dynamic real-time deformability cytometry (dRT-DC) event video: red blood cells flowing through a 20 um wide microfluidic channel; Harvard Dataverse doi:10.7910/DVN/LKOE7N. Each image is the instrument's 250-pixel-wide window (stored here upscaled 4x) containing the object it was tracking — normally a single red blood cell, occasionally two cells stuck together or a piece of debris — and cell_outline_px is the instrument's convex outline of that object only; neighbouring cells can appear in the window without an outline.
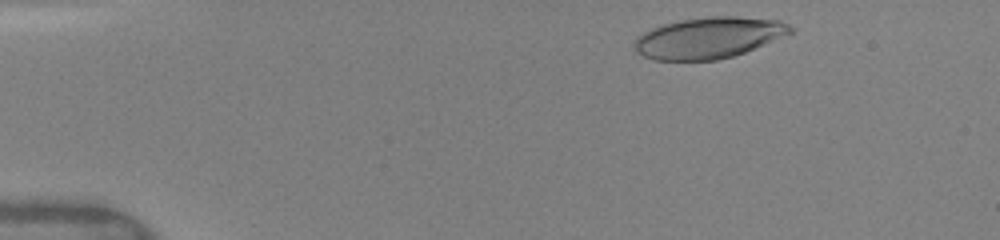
{"species": "human", "species_latin": "Homo sapiens", "temperature_condition": "warm", "stored_images_in_passage": 34, "camera_frame_rate_fps": 3000, "um_per_image_px": 0.085, "donor": {"sex": "female"}, "frame": {"image": 1, "passage_image": 3, "time_ms": 0.667, "image_size_px": [1000, 240], "cell_outline_px": [[792, 32], [764, 44], [744, 52], [732, 56], [716, 60], [652, 60], [636, 52], [632, 44], [636, 36], [652, 28], [664, 24], [680, 20], [712, 16], [736, 16], [780, 20], [788, 24], [792, 28]], "centroid_in_image_um": [60.19, 3.21], "position_along_channel_um": 24.8, "area_um2": 37.28}}
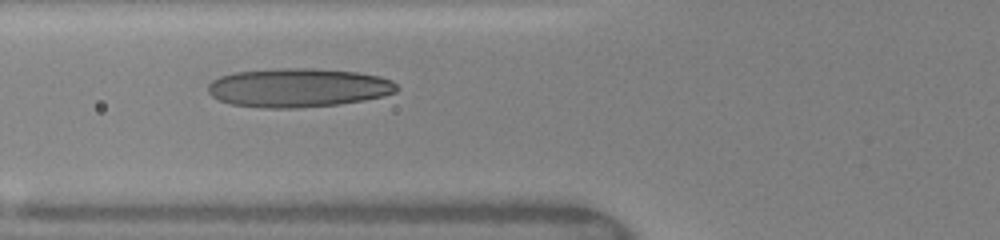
{"frame": {"image": 2, "passage_image": 13, "time_ms": 4.667, "image_size_px": [1000, 240], "cell_outline_px": [[400, 88], [396, 92], [384, 96], [364, 100], [336, 104], [296, 108], [268, 108], [232, 104], [220, 100], [212, 96], [208, 92], [208, 84], [212, 80], [220, 76], [236, 72], [276, 68], [316, 68], [356, 72], [380, 76], [392, 80]], "centroid_in_image_um": [25.37, 7.44], "position_along_channel_um": 100.4, "area_um2": 42.83}}
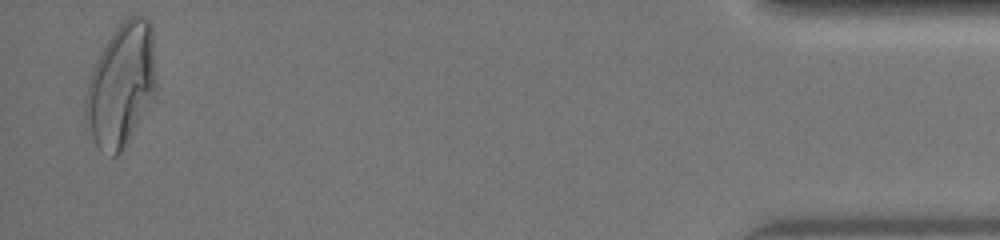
{"frame": {"image": 3, "passage_image": 34, "time_ms": 14.333, "image_size_px": [1000, 240], "cell_outline_px": [[156, 88], [120, 152], [116, 156], [112, 156], [100, 148], [96, 144], [92, 136], [84, 112], [84, 96], [96, 60], [100, 52], [112, 32], [128, 16], [144, 16], [152, 24], [156, 80]], "centroid_in_image_um": [10.28, 7.14], "position_along_channel_um": 424.9, "area_um2": 49.48}, "authors_computed_cell_mechanics": {"area_um2": 39.7953, "velocity_mm_per_s": 4.1107, "shape_relaxation_time_tau1_ms": 7.505, "shape_relaxation_time_tau2_ms": 0.8679, "deformation_change_tau1": 0.2817, "deformation_change_tau2": 0.0986}}